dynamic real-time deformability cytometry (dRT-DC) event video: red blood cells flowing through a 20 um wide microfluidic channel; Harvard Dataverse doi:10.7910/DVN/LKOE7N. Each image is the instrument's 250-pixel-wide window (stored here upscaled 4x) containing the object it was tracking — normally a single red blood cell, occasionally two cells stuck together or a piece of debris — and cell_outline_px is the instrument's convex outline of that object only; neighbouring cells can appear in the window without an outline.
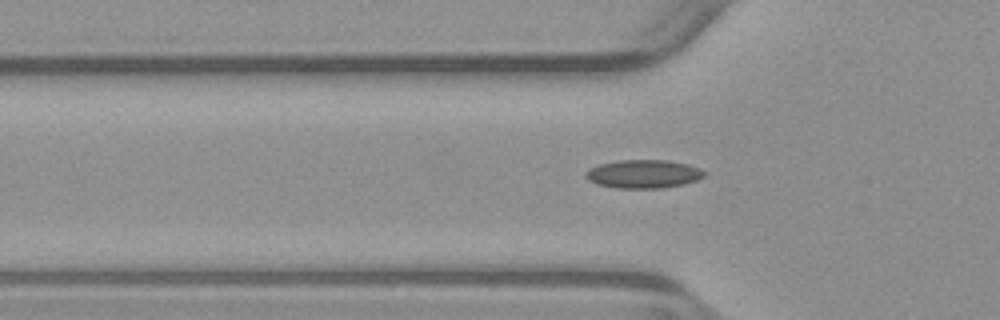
{"species": "common noctule bat (a hibernating species)", "species_latin": "Nyctalus noctula", "temperature_condition": "warm", "stored_images_in_passage": 37, "camera_frame_rate_fps": 3000, "um_per_image_px": 0.085, "animal": {"sex": "male", "body_mass_g": 23.1, "forearm_length_mm": 52.7}, "frame": {"image": 1, "passage_image": 5, "time_ms": 1.333, "image_size_px": [1000, 320], "cell_outline_px": [[704, 176], [696, 180], [684, 184], [660, 188], [616, 188], [596, 184], [588, 180], [584, 176], [584, 172], [600, 164], [620, 160], [668, 160], [688, 164], [704, 172]], "centroid_in_image_um": [54.65, 14.79], "position_along_channel_um": 71.2, "area_um2": 19.48}}
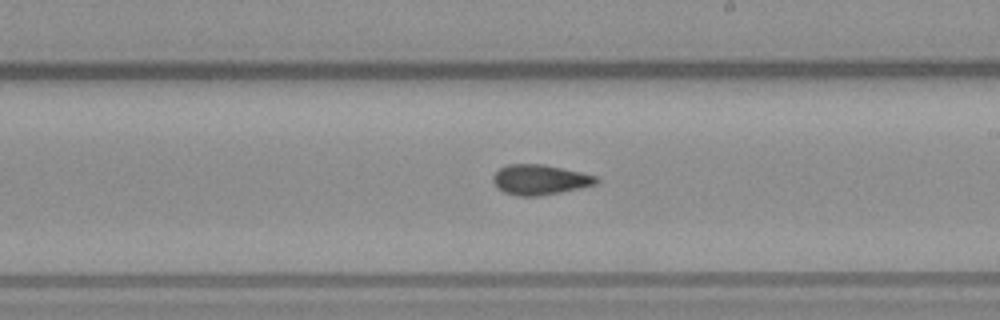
{"frame": {"image": 2, "passage_image": 18, "time_ms": 5.667, "image_size_px": [1000, 320], "cell_outline_px": [[600, 180], [596, 184], [580, 188], [540, 196], [516, 196], [504, 192], [492, 180], [492, 176], [500, 168], [508, 164], [540, 164], [580, 172], [596, 176]], "centroid_in_image_um": [45.89, 15.28], "position_along_channel_um": 243.1, "area_um2": 17.92}}
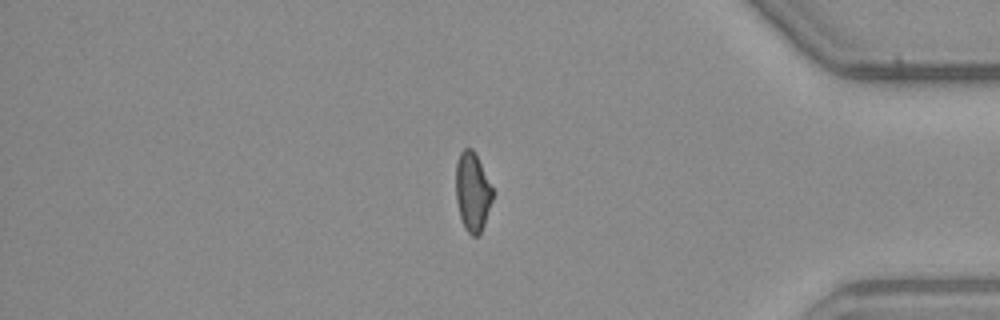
{"frame": {"image": 3, "passage_image": 32, "time_ms": 10.333, "image_size_px": [1000, 320], "cell_outline_px": [[492, 200], [480, 236], [472, 236], [464, 228], [460, 216], [456, 200], [456, 164], [460, 152], [464, 148], [472, 148], [492, 188]], "centroid_in_image_um": [40.14, 16.34], "position_along_channel_um": 395.1, "area_um2": 16.65}, "authors_computed_cell_mechanics": {"area_um2": 17.8024, "velocity_mm_per_s": 3.9425, "shape_relaxation_time_tau1_ms": null, "shape_relaxation_time_tau2_ms": 2.4703, "deformation_change_tau1": null, "deformation_change_tau2": 0.1044}}